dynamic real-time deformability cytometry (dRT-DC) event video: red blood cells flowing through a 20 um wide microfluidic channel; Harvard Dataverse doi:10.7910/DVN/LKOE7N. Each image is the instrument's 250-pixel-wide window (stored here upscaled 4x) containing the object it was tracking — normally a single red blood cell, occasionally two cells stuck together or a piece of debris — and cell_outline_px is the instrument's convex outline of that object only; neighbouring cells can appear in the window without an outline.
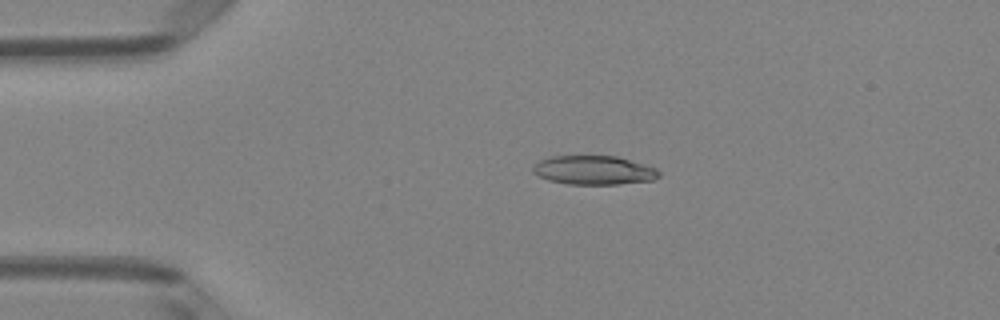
{"species": "Egyptian fruit bat (a non-hibernating species)", "species_latin": "Rousettus aegyptiacus", "temperature_condition": "room temperature", "stored_images_in_passage": 40, "camera_frame_rate_fps": 3000, "um_per_image_px": 0.085, "animal": {"sex": "female"}, "frame": {"image": 1, "passage_image": 1, "time_ms": 0.0, "image_size_px": [1000, 320], "cell_outline_px": [[660, 176], [652, 180], [616, 184], [568, 184], [548, 180], [532, 172], [532, 168], [540, 160], [552, 156], [616, 156], [644, 164], [656, 168], [660, 172]], "centroid_in_image_um": [50.48, 14.46], "position_along_channel_um": 34.5, "area_um2": 21.1}}
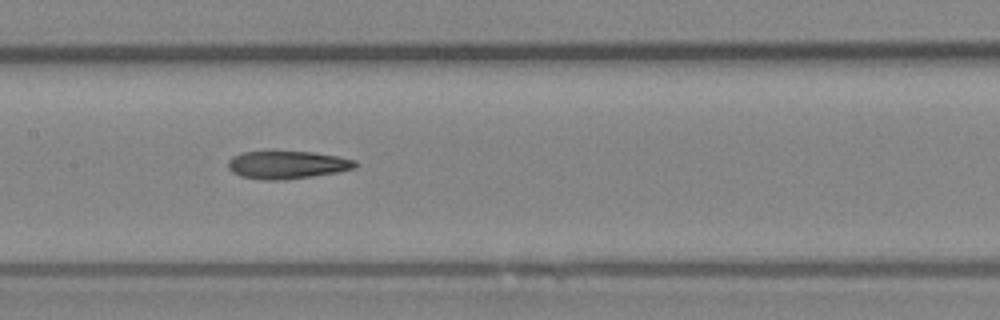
{"frame": {"image": 2, "passage_image": 15, "time_ms": 4.667, "image_size_px": [1000, 320], "cell_outline_px": [[356, 168], [336, 172], [312, 176], [284, 180], [264, 180], [240, 176], [232, 172], [228, 168], [228, 160], [232, 156], [244, 152], [312, 152], [340, 156], [356, 160]], "centroid_in_image_um": [24.41, 14.01], "position_along_channel_um": 183.0, "area_um2": 20.58}}
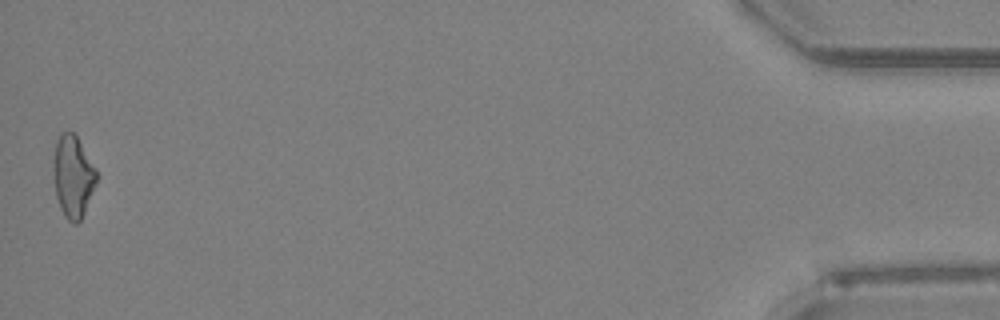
{"frame": {"image": 3, "passage_image": 40, "time_ms": 13.0, "image_size_px": [1000, 320], "cell_outline_px": [[96, 184], [84, 212], [80, 220], [76, 224], [72, 224], [64, 216], [60, 208], [56, 196], [52, 168], [52, 160], [56, 140], [60, 132], [72, 132], [76, 136], [96, 168]], "centroid_in_image_um": [6.17, 14.99], "position_along_channel_um": 429.0, "area_um2": 20.69}, "authors_computed_cell_mechanics": {"area_um2": 20.7213, "velocity_mm_per_s": 4.0696, "shape_relaxation_time_tau1_ms": null, "shape_relaxation_time_tau2_ms": 6.1964, "deformation_change_tau1": null, "deformation_change_tau2": 0.1892}}